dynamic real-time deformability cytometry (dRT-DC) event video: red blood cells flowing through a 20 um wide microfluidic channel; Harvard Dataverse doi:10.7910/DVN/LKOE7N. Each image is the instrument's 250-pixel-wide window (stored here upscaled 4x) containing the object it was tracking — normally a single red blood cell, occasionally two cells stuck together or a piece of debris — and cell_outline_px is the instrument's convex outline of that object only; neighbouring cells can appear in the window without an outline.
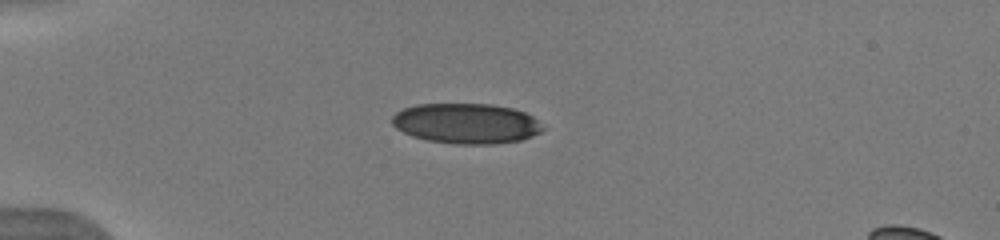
{"species": "human", "species_latin": "Homo sapiens", "temperature_condition": "warm", "stored_images_in_passage": 38, "camera_frame_rate_fps": 3000, "um_per_image_px": 0.085, "donor": {"sex": "male"}, "frame": {"image": 1, "passage_image": 1, "time_ms": 0.0, "image_size_px": [1000, 240], "cell_outline_px": [[548, 128], [532, 136], [520, 140], [496, 144], [452, 144], [428, 140], [412, 136], [396, 128], [392, 124], [392, 116], [396, 112], [404, 108], [416, 104], [492, 104], [512, 108], [524, 112], [532, 116]], "centroid_in_image_um": [39.66, 10.49], "position_along_channel_um": 45.3, "area_um2": 35.6}}
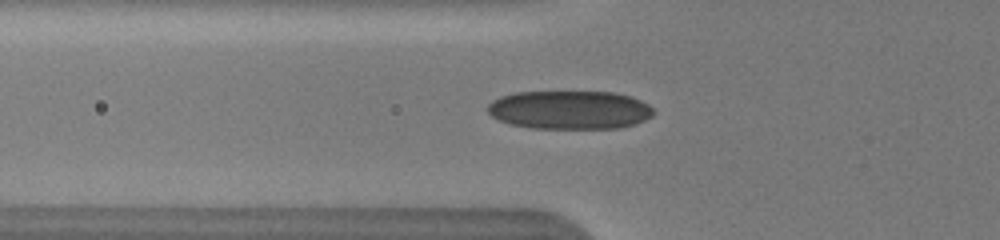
{"frame": {"image": 2, "passage_image": 6, "time_ms": 1.667, "image_size_px": [1000, 240], "cell_outline_px": [[656, 112], [652, 116], [644, 120], [620, 128], [532, 128], [512, 124], [500, 120], [492, 116], [488, 112], [488, 104], [492, 100], [500, 96], [516, 92], [616, 92], [632, 96], [648, 104]], "centroid_in_image_um": [48.44, 9.33], "position_along_channel_um": 77.4, "area_um2": 37.28}, "authors_computed_cell_mechanics": {"area_um2": 36.1539, "velocity_mm_per_s": 3.9865, "shape_relaxation_time_tau1_ms": null, "shape_relaxation_time_tau2_ms": 2.0013, "deformation_change_tau1": null, "deformation_change_tau2": 0.0842}}